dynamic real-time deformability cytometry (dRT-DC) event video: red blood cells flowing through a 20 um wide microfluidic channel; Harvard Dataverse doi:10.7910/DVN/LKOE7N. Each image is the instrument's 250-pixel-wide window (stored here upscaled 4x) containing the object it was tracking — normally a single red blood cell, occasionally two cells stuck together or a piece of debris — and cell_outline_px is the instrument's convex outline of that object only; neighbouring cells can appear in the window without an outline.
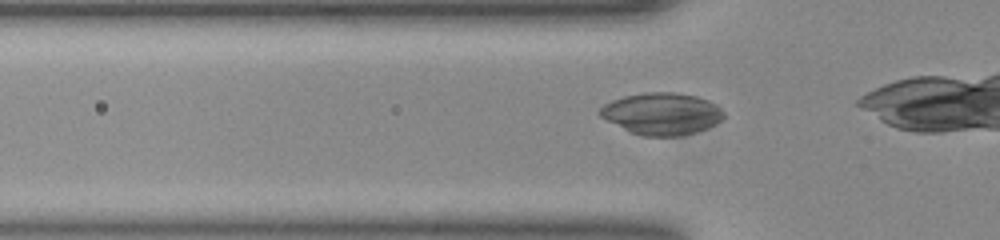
{"species": "common noctule bat (a hibernating species)", "species_latin": "Nyctalus noctula", "temperature_condition": "room temperature", "stored_images_in_passage": 28, "camera_frame_rate_fps": 3000, "um_per_image_px": 0.085, "animal": {"sex": "female", "body_mass_g": 23.0, "forearm_length_mm": 53.4}, "frame": {"image": 1, "passage_image": 4, "time_ms": 1.0, "image_size_px": [1000, 240], "cell_outline_px": [[724, 116], [716, 124], [708, 128], [696, 132], [680, 136], [644, 136], [632, 132], [600, 116], [600, 108], [604, 104], [612, 100], [624, 96], [644, 92], [676, 92], [696, 96], [708, 100], [716, 104], [724, 112]], "centroid_in_image_um": [56.29, 9.65], "position_along_channel_um": 69.5, "area_um2": 30.11}}
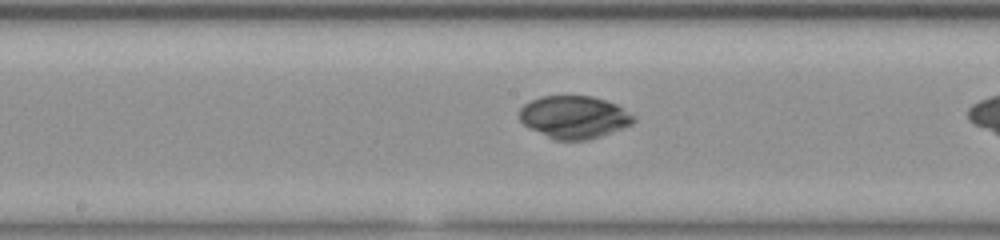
{"frame": {"image": 2, "passage_image": 14, "time_ms": 4.333, "image_size_px": [1000, 240], "cell_outline_px": [[636, 120], [632, 124], [600, 136], [588, 140], [556, 140], [524, 124], [520, 120], [520, 108], [524, 104], [540, 96], [592, 96], [616, 104], [632, 116]], "centroid_in_image_um": [48.79, 9.94], "position_along_channel_um": 199.4, "area_um2": 27.8}}
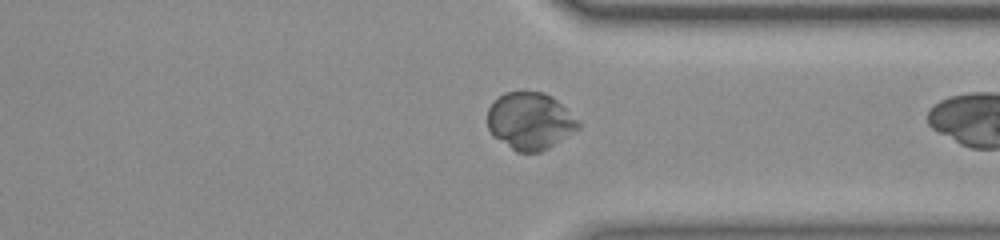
{"frame": {"image": 3, "passage_image": 27, "time_ms": 8.667, "image_size_px": [1000, 240], "cell_outline_px": [[580, 128], [548, 148], [540, 152], [516, 152], [492, 136], [488, 128], [488, 108], [504, 92], [540, 92], [552, 96], [580, 124]], "centroid_in_image_um": [45.01, 10.31], "position_along_channel_um": 366.4, "area_um2": 29.82}}